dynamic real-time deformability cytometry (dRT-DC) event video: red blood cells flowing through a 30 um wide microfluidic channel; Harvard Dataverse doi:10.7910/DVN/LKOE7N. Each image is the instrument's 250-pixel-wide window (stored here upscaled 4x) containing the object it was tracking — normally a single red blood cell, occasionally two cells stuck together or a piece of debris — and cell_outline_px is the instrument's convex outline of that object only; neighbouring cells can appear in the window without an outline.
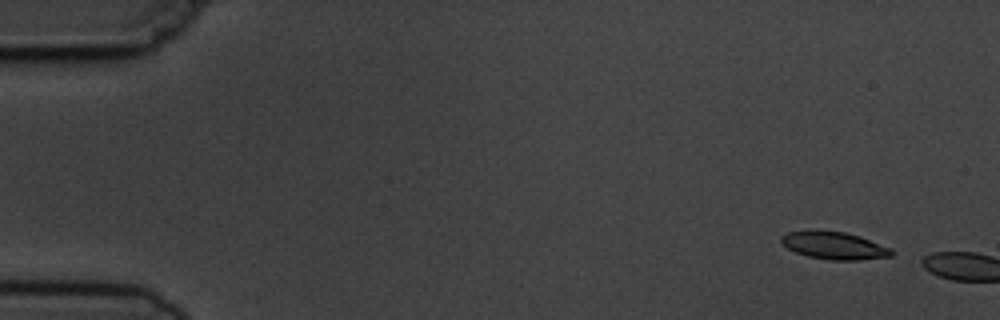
{"species": "common noctule bat (a hibernating species)", "species_latin": "Nyctalus noctula", "temperature_condition": "cold", "stored_images_in_passage": 2, "camera_frame_rate_fps": 3000, "um_per_image_px": 0.085, "animal": {"sex": "male", "body_mass_g": 19.5, "forearm_length_mm": 54.6}, "frame": {"image": 1, "passage_image": 1, "time_ms": 0.0, "image_size_px": [1000, 320], "cell_outline_px": [[892, 256], [860, 260], [828, 260], [808, 256], [796, 252], [788, 248], [780, 240], [780, 236], [788, 232], [844, 232], [860, 236], [892, 248]], "centroid_in_image_um": [70.96, 20.9], "position_along_channel_um": 14.0, "area_um2": 17.22}}